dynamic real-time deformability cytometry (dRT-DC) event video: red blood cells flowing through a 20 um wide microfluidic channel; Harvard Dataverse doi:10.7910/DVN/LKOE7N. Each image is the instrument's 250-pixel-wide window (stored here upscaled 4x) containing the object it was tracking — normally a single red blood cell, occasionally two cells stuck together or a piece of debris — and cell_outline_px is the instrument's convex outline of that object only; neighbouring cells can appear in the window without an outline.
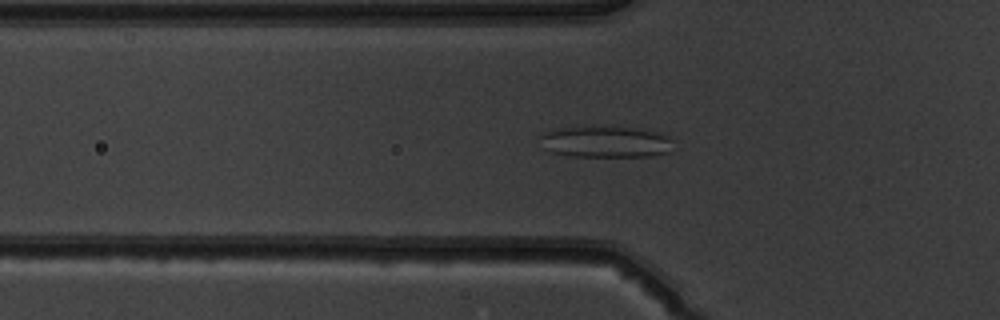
{"species": "common noctule bat (a hibernating species)", "species_latin": "Nyctalus noctula", "temperature_condition": "warm", "stored_images_in_passage": 51, "camera_frame_rate_fps": 3000, "um_per_image_px": 0.085, "animal": {"sex": "male", "body_mass_g": 19.5, "forearm_length_mm": 54.6}, "frame": {"image": 1, "passage_image": 17, "time_ms": 5.333, "image_size_px": [1000, 320], "cell_outline_px": [[672, 140], [668, 152], [652, 156], [572, 156], [552, 152], [544, 148], [540, 136], [544, 132], [556, 128], [648, 128]], "centroid_in_image_um": [51.47, 12.07], "position_along_channel_um": 74.3, "area_um2": 23.76}}
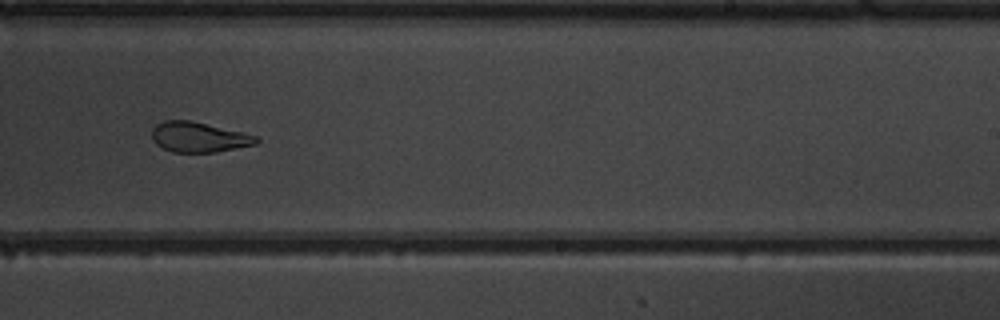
{"frame": {"image": 2, "passage_image": 32, "time_ms": 10.333, "image_size_px": [1000, 320], "cell_outline_px": [[260, 140], [256, 144], [216, 152], [172, 152], [156, 144], [152, 140], [152, 128], [156, 124], [164, 120], [188, 120], [240, 132], [256, 136]], "centroid_in_image_um": [16.85, 11.66], "position_along_channel_um": 272.1, "area_um2": 18.09}}
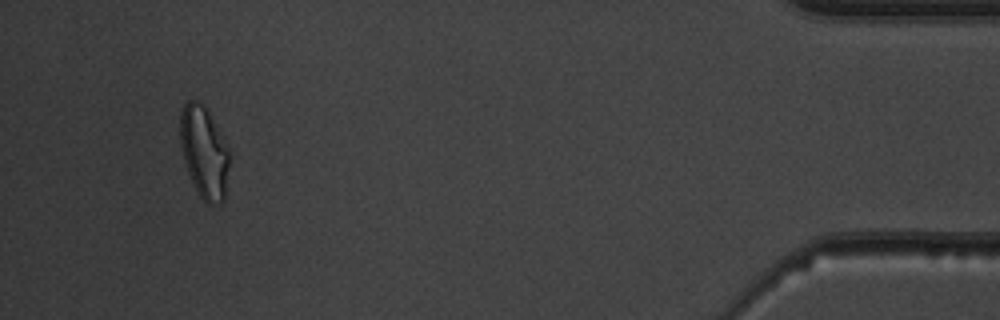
{"frame": {"image": 3, "passage_image": 48, "time_ms": 15.667, "image_size_px": [1000, 320], "cell_outline_px": [[232, 152], [224, 200], [220, 204], [208, 204], [200, 196], [184, 164], [180, 144], [180, 108], [188, 100], [196, 100], [204, 104], [208, 108]], "centroid_in_image_um": [17.38, 12.89], "position_along_channel_um": 417.8, "area_um2": 27.22}}